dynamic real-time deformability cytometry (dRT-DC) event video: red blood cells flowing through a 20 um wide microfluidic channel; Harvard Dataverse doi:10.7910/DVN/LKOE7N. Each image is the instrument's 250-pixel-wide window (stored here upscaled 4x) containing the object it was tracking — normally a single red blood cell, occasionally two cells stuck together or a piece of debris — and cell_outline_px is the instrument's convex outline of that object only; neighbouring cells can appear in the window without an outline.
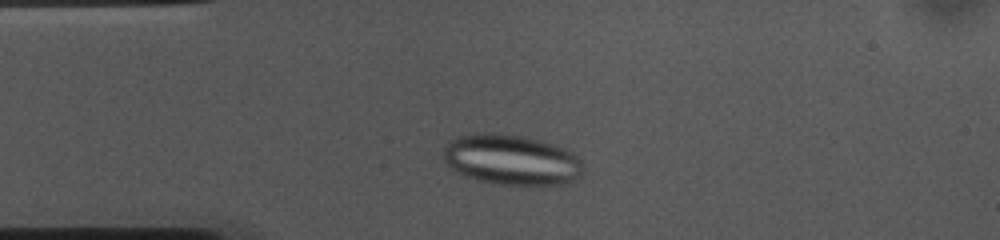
{"species": "common noctule bat (a hibernating species)", "species_latin": "Nyctalus noctula", "temperature_condition": "cold", "stored_images_in_passage": 39, "camera_frame_rate_fps": 3000, "um_per_image_px": 0.085, "animal": {"sex": "female", "body_mass_g": 10.0, "forearm_length_mm": 53.1}, "frame": {"image": 1, "passage_image": 7, "time_ms": 2.0, "image_size_px": [1000, 240], "cell_outline_px": [[584, 168], [580, 176], [564, 184], [500, 184], [476, 180], [456, 172], [444, 160], [444, 148], [448, 140], [456, 136], [476, 132], [496, 132], [524, 136], [540, 140], [564, 148], [572, 152], [580, 160]], "centroid_in_image_um": [43.43, 13.55], "position_along_channel_um": 41.6, "area_um2": 41.21}}
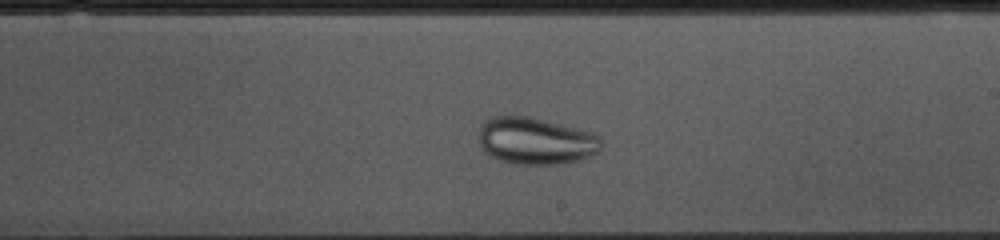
{"frame": {"image": 2, "passage_image": 25, "time_ms": 8.0, "image_size_px": [1000, 240], "cell_outline_px": [[600, 152], [564, 164], [520, 164], [500, 160], [492, 156], [480, 144], [480, 128], [484, 120], [492, 116], [528, 116], [592, 132], [600, 136]], "centroid_in_image_um": [45.55, 11.97], "position_along_channel_um": 243.4, "area_um2": 33.12}}
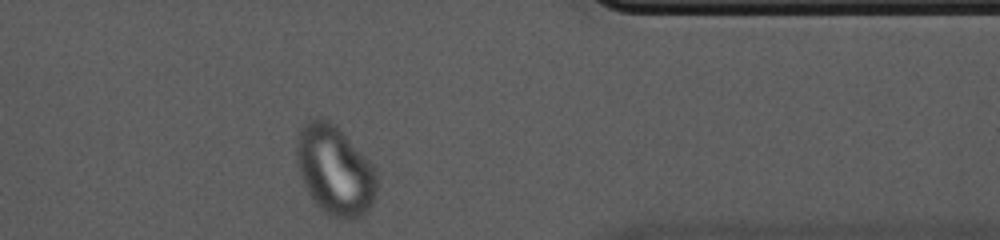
{"frame": {"image": 3, "passage_image": 38, "time_ms": 12.333, "image_size_px": [1000, 240], "cell_outline_px": [[376, 196], [372, 204], [360, 216], [352, 220], [340, 220], [328, 216], [312, 200], [304, 184], [300, 172], [296, 152], [296, 140], [304, 124], [308, 120], [320, 116], [336, 124], [340, 128], [372, 164], [376, 172]], "centroid_in_image_um": [28.46, 14.48], "position_along_channel_um": 382.9, "area_um2": 42.02}}